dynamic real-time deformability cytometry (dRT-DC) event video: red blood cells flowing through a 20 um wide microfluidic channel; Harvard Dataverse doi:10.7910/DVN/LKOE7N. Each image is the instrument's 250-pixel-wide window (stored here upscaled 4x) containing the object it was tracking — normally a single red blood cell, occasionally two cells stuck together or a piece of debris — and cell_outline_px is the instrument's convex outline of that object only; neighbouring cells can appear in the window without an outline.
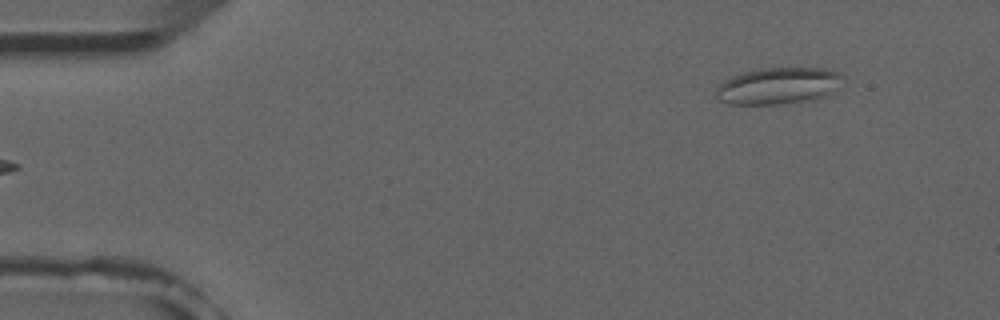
{"species": "common noctule bat (a hibernating species)", "species_latin": "Nyctalus noctula", "temperature_condition": "room temperature", "stored_images_in_passage": 6, "camera_frame_rate_fps": 3000, "um_per_image_px": 0.085, "animal": {"sex": "male", "forearm_length_mm": 52.5}, "frame": {"image": 1, "passage_image": 6, "time_ms": 5.667, "image_size_px": [1000, 320], "cell_outline_px": [[844, 76], [832, 92], [816, 100], [780, 104], [728, 104], [716, 100], [716, 88], [724, 80], [732, 76], [744, 72], [764, 68], [828, 68], [840, 72]], "centroid_in_image_um": [66.14, 7.3], "position_along_channel_um": 18.9, "area_um2": 27.28}}